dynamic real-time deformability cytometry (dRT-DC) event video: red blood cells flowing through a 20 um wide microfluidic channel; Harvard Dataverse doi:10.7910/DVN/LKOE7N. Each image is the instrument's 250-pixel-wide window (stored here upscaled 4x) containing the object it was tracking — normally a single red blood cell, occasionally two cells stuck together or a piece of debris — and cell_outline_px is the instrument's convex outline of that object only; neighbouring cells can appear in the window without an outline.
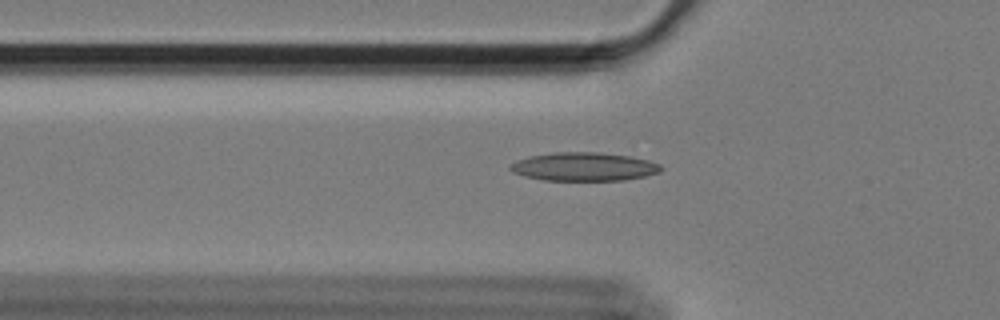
{"species": "Egyptian fruit bat (a non-hibernating species)", "species_latin": "Rousettus aegyptiacus", "temperature_condition": "cold", "stored_images_in_passage": 59, "camera_frame_rate_fps": 3000, "um_per_image_px": 0.085, "animal": {"sex": "female"}, "frame": {"image": 1, "passage_image": 20, "time_ms": 6.333, "image_size_px": [1000, 320], "cell_outline_px": [[664, 168], [660, 172], [644, 176], [624, 180], [544, 180], [524, 176], [512, 172], [508, 168], [516, 160], [528, 156], [556, 152], [600, 152], [628, 156], [648, 160], [660, 164]], "centroid_in_image_um": [49.63, 14.16], "position_along_channel_um": 76.2, "area_um2": 25.03}}
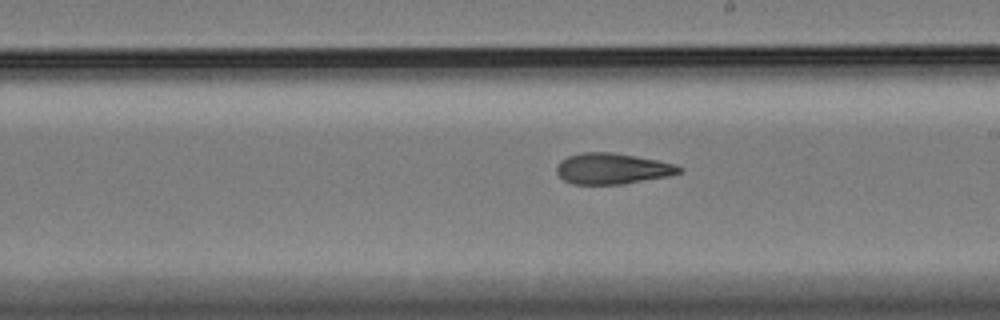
{"frame": {"image": 2, "passage_image": 34, "time_ms": 11.0, "image_size_px": [1000, 320], "cell_outline_px": [[684, 168], [680, 172], [668, 176], [624, 184], [572, 184], [564, 180], [556, 172], [556, 168], [560, 160], [568, 156], [584, 152], [612, 152], [656, 160], [676, 164]], "centroid_in_image_um": [52.04, 14.33], "position_along_channel_um": 237.0, "area_um2": 22.02}}
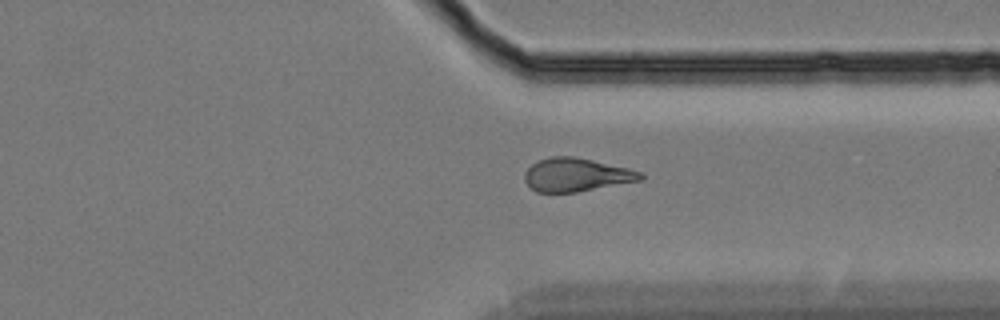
{"frame": {"image": 3, "passage_image": 45, "time_ms": 14.667, "image_size_px": [1000, 320], "cell_outline_px": [[644, 176], [640, 180], [576, 192], [536, 192], [524, 180], [524, 176], [528, 168], [532, 164], [540, 160], [552, 156], [576, 156], [628, 168], [640, 172]], "centroid_in_image_um": [48.97, 14.85], "position_along_channel_um": 362.4, "area_um2": 22.25}, "authors_computed_cell_mechanics": {"area_um2": 22.3686, "velocity_mm_per_s": 3.4222, "shape_relaxation_time_tau1_ms": null, "shape_relaxation_time_tau2_ms": 3.3347, "deformation_change_tau1": null, "deformation_change_tau2": 0.1078}}